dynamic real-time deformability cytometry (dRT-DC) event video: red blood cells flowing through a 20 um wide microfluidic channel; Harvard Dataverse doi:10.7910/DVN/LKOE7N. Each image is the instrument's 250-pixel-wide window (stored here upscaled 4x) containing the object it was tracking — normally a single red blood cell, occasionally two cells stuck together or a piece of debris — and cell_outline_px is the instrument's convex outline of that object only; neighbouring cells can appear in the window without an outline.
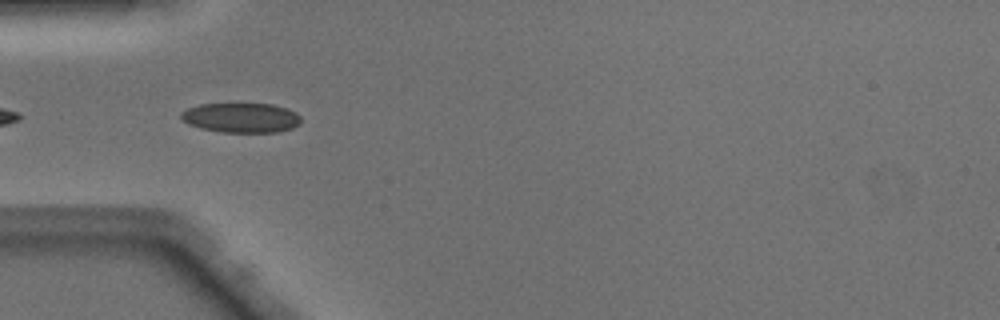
{"species": "Egyptian fruit bat (a non-hibernating species)", "species_latin": "Rousettus aegyptiacus", "temperature_condition": "warm", "stored_images_in_passage": 5, "camera_frame_rate_fps": 3000, "um_per_image_px": 0.085, "animal": {"sex": "male"}, "frame": {"image": 1, "passage_image": 2, "time_ms": 0.333, "image_size_px": [1000, 320], "cell_outline_px": [[300, 124], [292, 128], [280, 132], [220, 132], [200, 128], [188, 124], [180, 116], [180, 112], [188, 108], [200, 104], [236, 100], [272, 104], [288, 108], [296, 112], [300, 116]], "centroid_in_image_um": [20.49, 9.95], "position_along_channel_um": 64.5, "area_um2": 21.91}}